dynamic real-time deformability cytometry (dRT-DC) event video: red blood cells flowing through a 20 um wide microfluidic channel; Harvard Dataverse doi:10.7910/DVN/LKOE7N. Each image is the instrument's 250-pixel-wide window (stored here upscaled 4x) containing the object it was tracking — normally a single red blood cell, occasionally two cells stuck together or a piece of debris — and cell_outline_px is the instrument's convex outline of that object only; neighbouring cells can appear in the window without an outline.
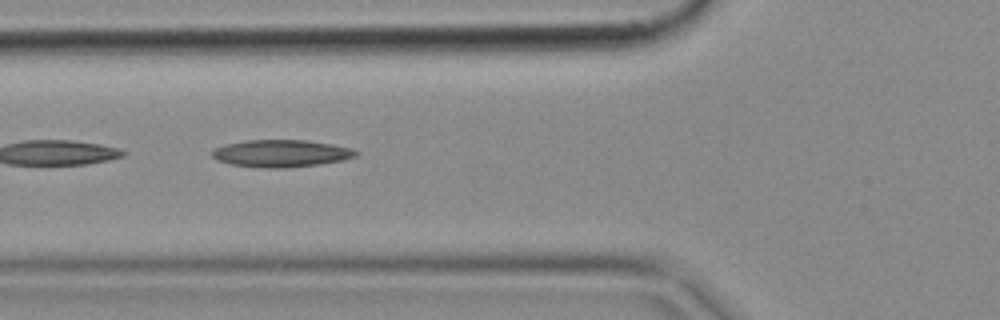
{"species": "common noctule bat (a hibernating species)", "species_latin": "Nyctalus noctula", "temperature_condition": "cold", "stored_images_in_passage": 7, "camera_frame_rate_fps": 3000, "um_per_image_px": 0.085, "animal": {"sex": "female", "body_mass_g": 18.4}, "frame": {"image": 1, "passage_image": 6, "time_ms": 1.667, "image_size_px": [1000, 320], "cell_outline_px": [[360, 152], [356, 156], [344, 160], [320, 164], [288, 168], [264, 168], [228, 164], [216, 160], [212, 156], [212, 148], [224, 144], [244, 140], [308, 140], [332, 144], [352, 148]], "centroid_in_image_um": [23.88, 13.04], "position_along_channel_um": 101.9, "area_um2": 23.24}}
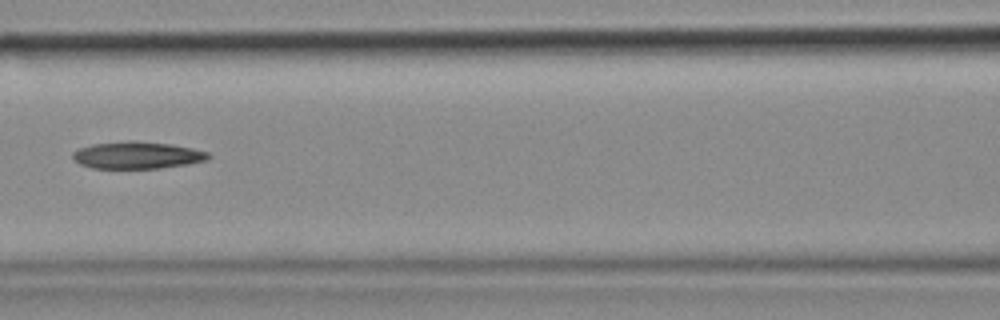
{"frame": {"image": 2, "passage_image": 7, "time_ms": 2.0, "image_size_px": [1000, 320], "cell_outline_px": [[212, 156], [208, 160], [188, 164], [160, 168], [92, 168], [80, 164], [72, 156], [72, 152], [80, 148], [92, 144], [128, 140], [132, 140], [172, 144], [192, 148], [208, 152]], "centroid_in_image_um": [11.69, 13.18], "position_along_channel_um": 154.9, "area_um2": 21.5}}